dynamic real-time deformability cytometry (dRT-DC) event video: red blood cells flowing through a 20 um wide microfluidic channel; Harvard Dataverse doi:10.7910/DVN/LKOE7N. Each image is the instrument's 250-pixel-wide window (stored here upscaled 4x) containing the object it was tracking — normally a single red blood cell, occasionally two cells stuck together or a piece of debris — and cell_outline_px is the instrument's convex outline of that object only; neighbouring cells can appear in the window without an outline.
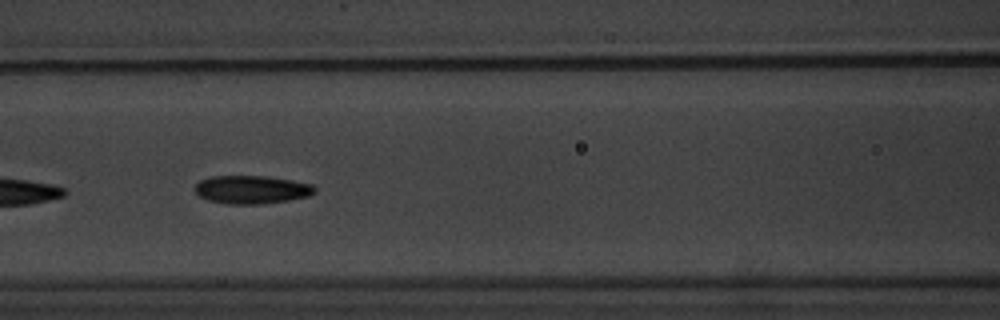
{"species": "common noctule bat (a hibernating species)", "species_latin": "Nyctalus noctula", "temperature_condition": "warm", "stored_images_in_passage": 11, "camera_frame_rate_fps": 3000, "um_per_image_px": 0.085, "animal": {"sex": "male", "body_mass_g": 20.1, "forearm_length_mm": 53.5}, "frame": {"image": 1, "passage_image": 7, "time_ms": 8.0, "image_size_px": [1000, 320], "cell_outline_px": [[316, 192], [308, 196], [288, 200], [264, 204], [224, 204], [208, 200], [200, 196], [196, 192], [196, 184], [200, 180], [212, 176], [268, 176], [292, 180], [312, 184], [316, 188]], "centroid_in_image_um": [21.41, 16.12], "position_along_channel_um": 145.2, "area_um2": 19.77}}
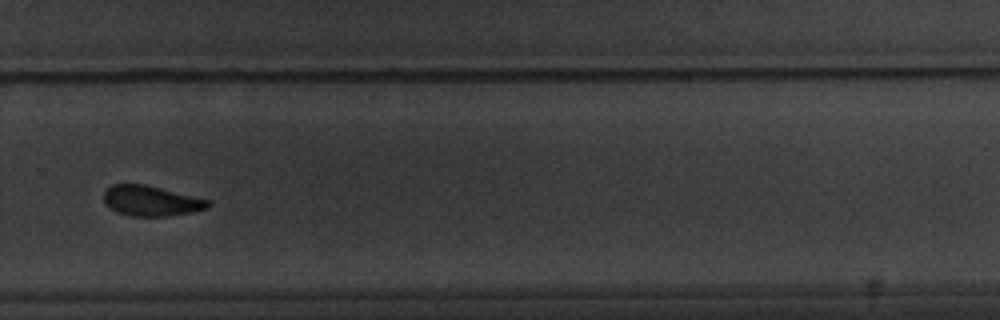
{"frame": {"image": 2, "passage_image": 11, "time_ms": 13.0, "image_size_px": [1000, 320], "cell_outline_px": [[212, 204], [208, 208], [192, 212], [168, 216], [128, 216], [116, 212], [104, 204], [104, 192], [112, 184], [144, 184], [208, 200]], "centroid_in_image_um": [12.81, 17.09], "position_along_channel_um": 317.0, "area_um2": 18.32}}